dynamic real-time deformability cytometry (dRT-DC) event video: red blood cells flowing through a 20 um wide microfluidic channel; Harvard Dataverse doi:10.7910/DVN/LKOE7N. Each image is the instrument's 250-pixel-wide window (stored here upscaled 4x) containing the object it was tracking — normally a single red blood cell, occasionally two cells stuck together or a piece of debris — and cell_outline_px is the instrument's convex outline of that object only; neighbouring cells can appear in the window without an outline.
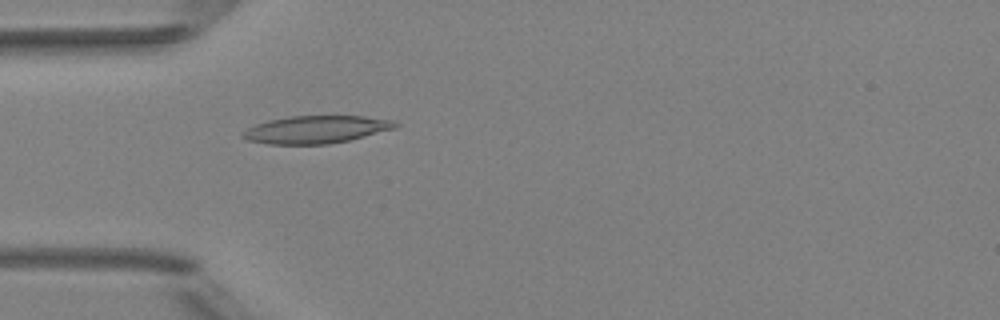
{"species": "Egyptian fruit bat (a non-hibernating species)", "species_latin": "Rousettus aegyptiacus", "temperature_condition": "room temperature", "stored_images_in_passage": 4, "camera_frame_rate_fps": 3000, "um_per_image_px": 0.085, "animal": {"sex": "female"}, "frame": {"image": 1, "passage_image": 4, "time_ms": 3.667, "image_size_px": [1000, 320], "cell_outline_px": [[400, 124], [396, 128], [348, 140], [328, 144], [268, 144], [248, 140], [240, 136], [240, 132], [256, 124], [268, 120], [288, 116], [364, 116], [392, 120]], "centroid_in_image_um": [26.83, 11.0], "position_along_channel_um": 58.2, "area_um2": 24.51}}